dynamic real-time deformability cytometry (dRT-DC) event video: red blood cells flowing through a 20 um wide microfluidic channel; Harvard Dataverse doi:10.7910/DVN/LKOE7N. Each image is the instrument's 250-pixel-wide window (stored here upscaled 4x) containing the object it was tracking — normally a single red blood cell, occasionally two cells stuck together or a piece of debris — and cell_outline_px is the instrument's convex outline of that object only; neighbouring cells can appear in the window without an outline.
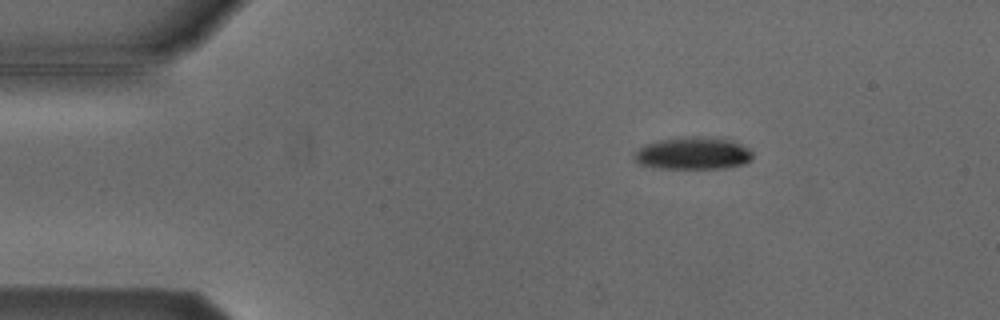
{"species": "Egyptian fruit bat (a non-hibernating species)", "species_latin": "Rousettus aegyptiacus", "temperature_condition": "cold", "stored_images_in_passage": 2, "camera_frame_rate_fps": 3000, "um_per_image_px": 0.085, "animal": {"sex": "male"}, "frame": {"image": 1, "passage_image": 1, "time_ms": 0.0, "image_size_px": [1000, 320], "cell_outline_px": [[752, 160], [744, 164], [724, 168], [652, 168], [640, 164], [632, 156], [644, 144], [660, 140], [684, 136], [700, 136], [732, 140], [748, 148], [752, 152]], "centroid_in_image_um": [58.9, 13.03], "position_along_channel_um": 26.1, "area_um2": 22.43}}